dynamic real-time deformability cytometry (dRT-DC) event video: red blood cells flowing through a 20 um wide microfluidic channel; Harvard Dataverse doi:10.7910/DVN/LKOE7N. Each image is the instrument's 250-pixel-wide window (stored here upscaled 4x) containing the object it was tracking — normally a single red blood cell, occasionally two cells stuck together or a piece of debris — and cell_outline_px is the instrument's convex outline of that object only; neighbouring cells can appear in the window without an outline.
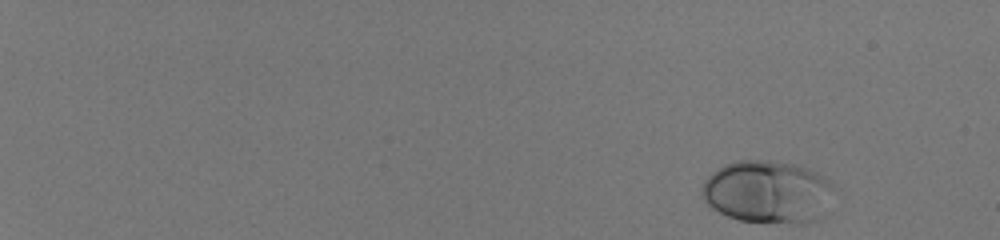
{"species": "human", "species_latin": "Homo sapiens", "temperature_condition": "room temperature", "stored_images_in_passage": 50, "camera_frame_rate_fps": 3000, "um_per_image_px": 0.085, "donor": {"sex": "male"}, "frame": {"image": 1, "passage_image": 1, "time_ms": 0.0, "image_size_px": [1000, 240], "cell_outline_px": [[832, 188], [816, 220], [804, 224], [796, 224], [740, 220], [728, 216], [712, 208], [704, 200], [700, 188], [704, 180], [716, 168], [724, 164], [736, 160], [768, 160], [800, 164], [824, 176], [832, 184]], "centroid_in_image_um": [65.17, 16.28], "position_along_channel_um": 19.8, "area_um2": 48.03}}
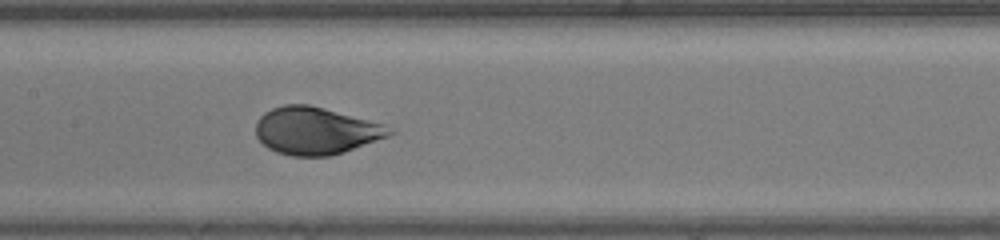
{"frame": {"image": 2, "passage_image": 28, "time_ms": 9.0, "image_size_px": [1000, 240], "cell_outline_px": [[396, 132], [388, 136], [332, 156], [292, 156], [276, 152], [268, 148], [256, 136], [256, 120], [264, 112], [272, 108], [284, 104], [308, 104], [324, 108], [384, 124]], "centroid_in_image_um": [26.81, 11.11], "position_along_channel_um": 180.6, "area_um2": 36.76}}
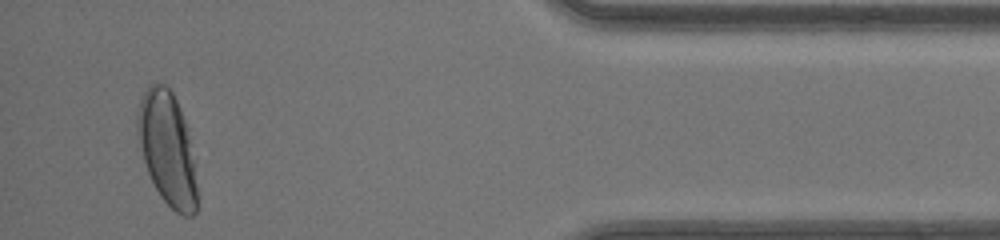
{"frame": {"image": 3, "passage_image": 48, "time_ms": 15.667, "image_size_px": [1000, 240], "cell_outline_px": [[196, 212], [192, 216], [184, 216], [176, 212], [160, 196], [148, 172], [144, 160], [136, 132], [136, 112], [140, 100], [148, 84], [152, 80], [164, 84], [172, 92], [180, 108], [188, 128], [196, 188]], "centroid_in_image_um": [14.18, 12.56], "position_along_channel_um": 421.0, "area_um2": 39.13}, "authors_computed_cell_mechanics": {"area_um2": 38.7838, "velocity_mm_per_s": 4.1474, "shape_relaxation_time_tau1_ms": 2.1702, "shape_relaxation_time_tau2_ms": null, "deformation_change_tau1": 0.1574, "deformation_change_tau2": null}}